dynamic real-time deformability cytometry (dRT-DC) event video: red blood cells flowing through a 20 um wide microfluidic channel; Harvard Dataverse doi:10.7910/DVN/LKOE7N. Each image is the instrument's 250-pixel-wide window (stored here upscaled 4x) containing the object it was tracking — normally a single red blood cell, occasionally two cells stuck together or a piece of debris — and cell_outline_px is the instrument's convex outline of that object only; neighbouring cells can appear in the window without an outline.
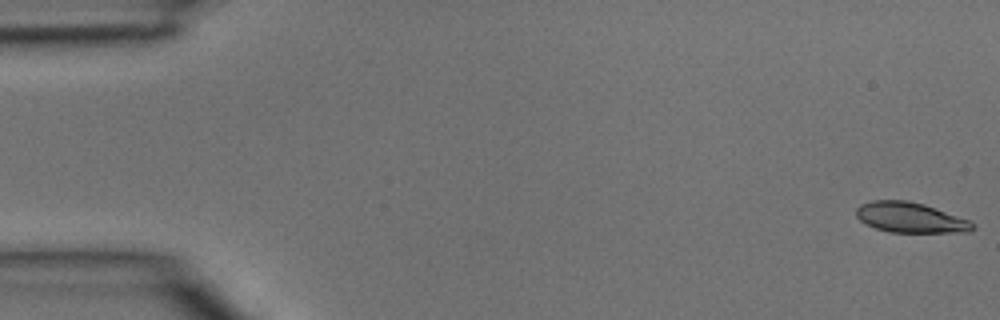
{"species": "common noctule bat (a hibernating species)", "species_latin": "Nyctalus noctula", "temperature_condition": "room temperature", "stored_images_in_passage": 4, "camera_frame_rate_fps": 3000, "um_per_image_px": 0.085, "animal": {"sex": "male", "body_mass_g": 15.6}, "frame": {"image": 1, "passage_image": 1, "time_ms": 0.0, "image_size_px": [1000, 320], "cell_outline_px": [[976, 228], [968, 232], [888, 232], [876, 228], [860, 220], [856, 216], [856, 208], [860, 204], [872, 200], [908, 200], [924, 204], [972, 220], [976, 224]], "centroid_in_image_um": [77.43, 18.49], "position_along_channel_um": 7.6, "area_um2": 20.75}}
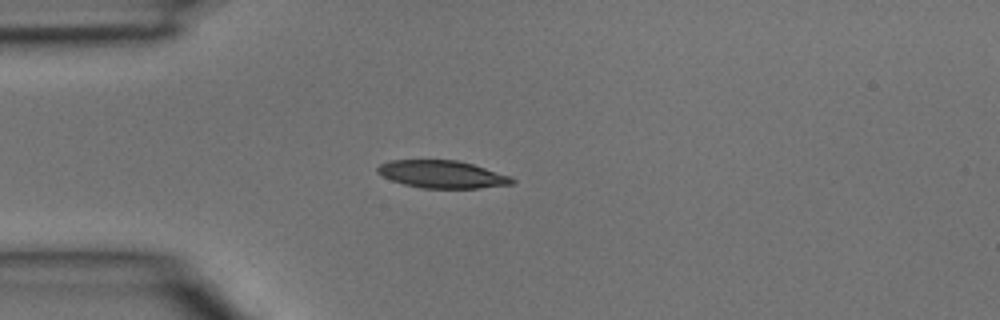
{"frame": {"image": 2, "passage_image": 4, "time_ms": 1.0, "image_size_px": [1000, 320], "cell_outline_px": [[516, 180], [512, 184], [480, 188], [420, 188], [404, 184], [392, 180], [376, 172], [376, 168], [380, 164], [388, 160], [456, 160], [472, 164], [508, 176]], "centroid_in_image_um": [37.53, 14.81], "position_along_channel_um": 47.5, "area_um2": 21.39}}